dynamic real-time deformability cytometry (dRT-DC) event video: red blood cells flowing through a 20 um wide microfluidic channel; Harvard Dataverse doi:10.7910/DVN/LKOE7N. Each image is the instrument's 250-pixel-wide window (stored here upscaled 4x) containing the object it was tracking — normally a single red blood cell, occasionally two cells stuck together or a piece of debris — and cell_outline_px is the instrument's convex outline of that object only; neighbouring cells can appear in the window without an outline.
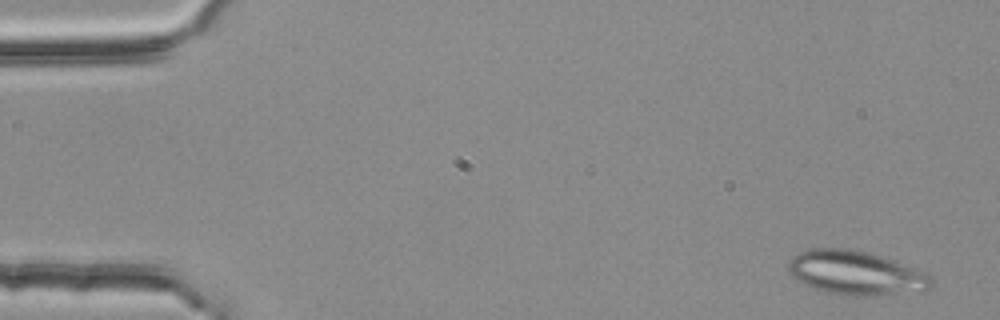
{"species": "common noctule bat (a hibernating species)", "species_latin": "Nyctalus noctula", "temperature_condition": "room temperature", "stored_images_in_passage": 3, "camera_frame_rate_fps": 3000, "um_per_image_px": 0.085, "animal": {"sex": "female", "body_mass_g": 25.1}, "frame": {"image": 1, "passage_image": 1, "time_ms": 0.0, "image_size_px": [1000, 320], "cell_outline_px": [[932, 284], [928, 288], [872, 296], [840, 296], [824, 292], [804, 284], [796, 280], [792, 276], [788, 268], [788, 264], [792, 256], [808, 248], [844, 248], [868, 252], [892, 260], [924, 272], [932, 280]], "centroid_in_image_um": [72.63, 23.19], "position_along_channel_um": 12.4, "area_um2": 36.3}}